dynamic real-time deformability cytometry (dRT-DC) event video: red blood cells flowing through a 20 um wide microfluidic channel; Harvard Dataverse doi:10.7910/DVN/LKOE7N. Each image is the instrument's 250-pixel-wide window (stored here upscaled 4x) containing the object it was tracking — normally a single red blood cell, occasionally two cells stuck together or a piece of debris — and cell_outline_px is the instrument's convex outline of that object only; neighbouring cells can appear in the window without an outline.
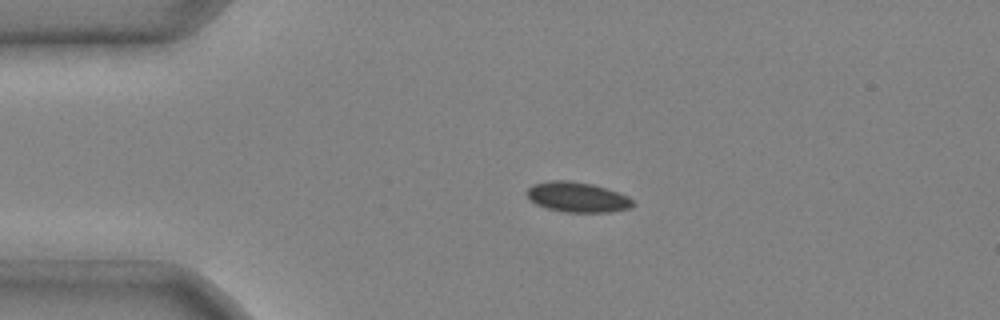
{"species": "common noctule bat (a hibernating species)", "species_latin": "Nyctalus noctula", "temperature_condition": "cold", "stored_images_in_passage": 3, "camera_frame_rate_fps": 3000, "um_per_image_px": 0.085, "animal": {"sex": "male", "body_mass_g": 20.4}, "frame": {"image": 1, "passage_image": 2, "time_ms": 0.333, "image_size_px": [1000, 320], "cell_outline_px": [[636, 204], [632, 208], [608, 212], [564, 212], [548, 208], [536, 204], [528, 196], [528, 188], [532, 184], [548, 180], [572, 180], [592, 184], [628, 196]], "centroid_in_image_um": [49.09, 16.75], "position_along_channel_um": 35.9, "area_um2": 18.55}}